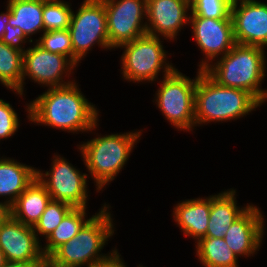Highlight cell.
Listing matches in <instances>:
<instances>
[{
  "label": "cell",
  "mask_w": 267,
  "mask_h": 267,
  "mask_svg": "<svg viewBox=\"0 0 267 267\" xmlns=\"http://www.w3.org/2000/svg\"><path fill=\"white\" fill-rule=\"evenodd\" d=\"M162 39L146 33L117 47L124 49L120 59V72L124 80L132 83H153L160 80V72L166 76L175 69L167 60L168 52L164 50Z\"/></svg>",
  "instance_id": "cell-6"
},
{
  "label": "cell",
  "mask_w": 267,
  "mask_h": 267,
  "mask_svg": "<svg viewBox=\"0 0 267 267\" xmlns=\"http://www.w3.org/2000/svg\"><path fill=\"white\" fill-rule=\"evenodd\" d=\"M36 172V178L44 185L52 200L68 203L73 208L88 206L89 175L76 169L63 156L54 154L49 171L37 168Z\"/></svg>",
  "instance_id": "cell-9"
},
{
  "label": "cell",
  "mask_w": 267,
  "mask_h": 267,
  "mask_svg": "<svg viewBox=\"0 0 267 267\" xmlns=\"http://www.w3.org/2000/svg\"><path fill=\"white\" fill-rule=\"evenodd\" d=\"M262 213L261 208L251 204L224 235L226 244L238 258L241 256L246 258L258 253L266 230Z\"/></svg>",
  "instance_id": "cell-16"
},
{
  "label": "cell",
  "mask_w": 267,
  "mask_h": 267,
  "mask_svg": "<svg viewBox=\"0 0 267 267\" xmlns=\"http://www.w3.org/2000/svg\"><path fill=\"white\" fill-rule=\"evenodd\" d=\"M173 220L195 243L206 235L210 216V196L185 199L174 205Z\"/></svg>",
  "instance_id": "cell-17"
},
{
  "label": "cell",
  "mask_w": 267,
  "mask_h": 267,
  "mask_svg": "<svg viewBox=\"0 0 267 267\" xmlns=\"http://www.w3.org/2000/svg\"><path fill=\"white\" fill-rule=\"evenodd\" d=\"M75 81L63 87L48 88L25 107L31 123L50 126L68 133L92 132L99 126V110L82 94Z\"/></svg>",
  "instance_id": "cell-1"
},
{
  "label": "cell",
  "mask_w": 267,
  "mask_h": 267,
  "mask_svg": "<svg viewBox=\"0 0 267 267\" xmlns=\"http://www.w3.org/2000/svg\"><path fill=\"white\" fill-rule=\"evenodd\" d=\"M189 25L193 39L204 56L198 65L199 70L204 71L216 58L224 56L236 44L232 19L189 15Z\"/></svg>",
  "instance_id": "cell-12"
},
{
  "label": "cell",
  "mask_w": 267,
  "mask_h": 267,
  "mask_svg": "<svg viewBox=\"0 0 267 267\" xmlns=\"http://www.w3.org/2000/svg\"><path fill=\"white\" fill-rule=\"evenodd\" d=\"M11 215V206L4 200L0 202V223L5 221Z\"/></svg>",
  "instance_id": "cell-33"
},
{
  "label": "cell",
  "mask_w": 267,
  "mask_h": 267,
  "mask_svg": "<svg viewBox=\"0 0 267 267\" xmlns=\"http://www.w3.org/2000/svg\"><path fill=\"white\" fill-rule=\"evenodd\" d=\"M20 126V119L12 105L0 98V140L11 138Z\"/></svg>",
  "instance_id": "cell-29"
},
{
  "label": "cell",
  "mask_w": 267,
  "mask_h": 267,
  "mask_svg": "<svg viewBox=\"0 0 267 267\" xmlns=\"http://www.w3.org/2000/svg\"><path fill=\"white\" fill-rule=\"evenodd\" d=\"M23 52L0 41V84L22 95Z\"/></svg>",
  "instance_id": "cell-24"
},
{
  "label": "cell",
  "mask_w": 267,
  "mask_h": 267,
  "mask_svg": "<svg viewBox=\"0 0 267 267\" xmlns=\"http://www.w3.org/2000/svg\"><path fill=\"white\" fill-rule=\"evenodd\" d=\"M45 263H24V262H10L7 261L3 267H40Z\"/></svg>",
  "instance_id": "cell-34"
},
{
  "label": "cell",
  "mask_w": 267,
  "mask_h": 267,
  "mask_svg": "<svg viewBox=\"0 0 267 267\" xmlns=\"http://www.w3.org/2000/svg\"><path fill=\"white\" fill-rule=\"evenodd\" d=\"M93 267H127L116 249L107 259L96 263Z\"/></svg>",
  "instance_id": "cell-31"
},
{
  "label": "cell",
  "mask_w": 267,
  "mask_h": 267,
  "mask_svg": "<svg viewBox=\"0 0 267 267\" xmlns=\"http://www.w3.org/2000/svg\"><path fill=\"white\" fill-rule=\"evenodd\" d=\"M142 131L109 135L96 133L95 138L77 145L87 172L94 180L97 193L106 188V185H109L124 169L133 148L142 136Z\"/></svg>",
  "instance_id": "cell-5"
},
{
  "label": "cell",
  "mask_w": 267,
  "mask_h": 267,
  "mask_svg": "<svg viewBox=\"0 0 267 267\" xmlns=\"http://www.w3.org/2000/svg\"><path fill=\"white\" fill-rule=\"evenodd\" d=\"M40 241L33 227L24 225L12 215L0 223V248L7 261L46 263Z\"/></svg>",
  "instance_id": "cell-13"
},
{
  "label": "cell",
  "mask_w": 267,
  "mask_h": 267,
  "mask_svg": "<svg viewBox=\"0 0 267 267\" xmlns=\"http://www.w3.org/2000/svg\"><path fill=\"white\" fill-rule=\"evenodd\" d=\"M266 53L262 47L236 43L204 71L219 85L249 92L262 105L267 102L261 85L267 75Z\"/></svg>",
  "instance_id": "cell-2"
},
{
  "label": "cell",
  "mask_w": 267,
  "mask_h": 267,
  "mask_svg": "<svg viewBox=\"0 0 267 267\" xmlns=\"http://www.w3.org/2000/svg\"><path fill=\"white\" fill-rule=\"evenodd\" d=\"M146 4V26L150 35L174 41L189 24L190 0H146Z\"/></svg>",
  "instance_id": "cell-14"
},
{
  "label": "cell",
  "mask_w": 267,
  "mask_h": 267,
  "mask_svg": "<svg viewBox=\"0 0 267 267\" xmlns=\"http://www.w3.org/2000/svg\"><path fill=\"white\" fill-rule=\"evenodd\" d=\"M236 195L232 188L210 195V216L204 237L223 238L232 223L249 208L251 203L238 206Z\"/></svg>",
  "instance_id": "cell-18"
},
{
  "label": "cell",
  "mask_w": 267,
  "mask_h": 267,
  "mask_svg": "<svg viewBox=\"0 0 267 267\" xmlns=\"http://www.w3.org/2000/svg\"><path fill=\"white\" fill-rule=\"evenodd\" d=\"M155 92L153 102L164 118L178 131L193 132L195 125V88L197 75L189 76L174 69L163 76ZM193 129V130H192Z\"/></svg>",
  "instance_id": "cell-7"
},
{
  "label": "cell",
  "mask_w": 267,
  "mask_h": 267,
  "mask_svg": "<svg viewBox=\"0 0 267 267\" xmlns=\"http://www.w3.org/2000/svg\"><path fill=\"white\" fill-rule=\"evenodd\" d=\"M40 267H51V266L46 262L44 265H42Z\"/></svg>",
  "instance_id": "cell-37"
},
{
  "label": "cell",
  "mask_w": 267,
  "mask_h": 267,
  "mask_svg": "<svg viewBox=\"0 0 267 267\" xmlns=\"http://www.w3.org/2000/svg\"><path fill=\"white\" fill-rule=\"evenodd\" d=\"M34 42L44 50L64 55L73 62V48L68 28L64 30L45 31L41 34L39 39H35Z\"/></svg>",
  "instance_id": "cell-27"
},
{
  "label": "cell",
  "mask_w": 267,
  "mask_h": 267,
  "mask_svg": "<svg viewBox=\"0 0 267 267\" xmlns=\"http://www.w3.org/2000/svg\"><path fill=\"white\" fill-rule=\"evenodd\" d=\"M1 41L21 52H25L26 50L24 46L25 43L28 42L29 44H32V41L24 35L19 26L13 27L9 23H7L5 27V33L3 34Z\"/></svg>",
  "instance_id": "cell-30"
},
{
  "label": "cell",
  "mask_w": 267,
  "mask_h": 267,
  "mask_svg": "<svg viewBox=\"0 0 267 267\" xmlns=\"http://www.w3.org/2000/svg\"><path fill=\"white\" fill-rule=\"evenodd\" d=\"M32 43L33 46L23 52L22 95L27 77L47 88L63 87L75 82L69 77L76 65L68 57L44 50L36 42ZM65 77L69 80L65 81Z\"/></svg>",
  "instance_id": "cell-10"
},
{
  "label": "cell",
  "mask_w": 267,
  "mask_h": 267,
  "mask_svg": "<svg viewBox=\"0 0 267 267\" xmlns=\"http://www.w3.org/2000/svg\"><path fill=\"white\" fill-rule=\"evenodd\" d=\"M230 6H233L238 3H243L247 1H252V0H225Z\"/></svg>",
  "instance_id": "cell-36"
},
{
  "label": "cell",
  "mask_w": 267,
  "mask_h": 267,
  "mask_svg": "<svg viewBox=\"0 0 267 267\" xmlns=\"http://www.w3.org/2000/svg\"><path fill=\"white\" fill-rule=\"evenodd\" d=\"M72 208L68 203L51 199L39 221L33 227L37 239L39 240L40 237L46 239Z\"/></svg>",
  "instance_id": "cell-26"
},
{
  "label": "cell",
  "mask_w": 267,
  "mask_h": 267,
  "mask_svg": "<svg viewBox=\"0 0 267 267\" xmlns=\"http://www.w3.org/2000/svg\"><path fill=\"white\" fill-rule=\"evenodd\" d=\"M109 206L105 202L81 230L59 246L46 262L51 267H93L107 259L116 250L113 248L107 254L101 252L115 233Z\"/></svg>",
  "instance_id": "cell-3"
},
{
  "label": "cell",
  "mask_w": 267,
  "mask_h": 267,
  "mask_svg": "<svg viewBox=\"0 0 267 267\" xmlns=\"http://www.w3.org/2000/svg\"><path fill=\"white\" fill-rule=\"evenodd\" d=\"M50 200L44 185L35 178L11 206V215L24 225L34 227Z\"/></svg>",
  "instance_id": "cell-20"
},
{
  "label": "cell",
  "mask_w": 267,
  "mask_h": 267,
  "mask_svg": "<svg viewBox=\"0 0 267 267\" xmlns=\"http://www.w3.org/2000/svg\"><path fill=\"white\" fill-rule=\"evenodd\" d=\"M7 7L11 11L8 23L19 26L30 41L34 42L31 37L34 34L44 32V0H7Z\"/></svg>",
  "instance_id": "cell-21"
},
{
  "label": "cell",
  "mask_w": 267,
  "mask_h": 267,
  "mask_svg": "<svg viewBox=\"0 0 267 267\" xmlns=\"http://www.w3.org/2000/svg\"><path fill=\"white\" fill-rule=\"evenodd\" d=\"M71 6V3L64 0H44L42 14L44 32L67 29L73 12Z\"/></svg>",
  "instance_id": "cell-25"
},
{
  "label": "cell",
  "mask_w": 267,
  "mask_h": 267,
  "mask_svg": "<svg viewBox=\"0 0 267 267\" xmlns=\"http://www.w3.org/2000/svg\"><path fill=\"white\" fill-rule=\"evenodd\" d=\"M10 16H11V11L6 6V11L0 13V41L2 39L3 34L5 33V27L9 21Z\"/></svg>",
  "instance_id": "cell-32"
},
{
  "label": "cell",
  "mask_w": 267,
  "mask_h": 267,
  "mask_svg": "<svg viewBox=\"0 0 267 267\" xmlns=\"http://www.w3.org/2000/svg\"><path fill=\"white\" fill-rule=\"evenodd\" d=\"M195 246L196 256L204 267H239L238 257L223 238L202 237Z\"/></svg>",
  "instance_id": "cell-23"
},
{
  "label": "cell",
  "mask_w": 267,
  "mask_h": 267,
  "mask_svg": "<svg viewBox=\"0 0 267 267\" xmlns=\"http://www.w3.org/2000/svg\"><path fill=\"white\" fill-rule=\"evenodd\" d=\"M190 9V15L213 19H232L231 6L225 0H190Z\"/></svg>",
  "instance_id": "cell-28"
},
{
  "label": "cell",
  "mask_w": 267,
  "mask_h": 267,
  "mask_svg": "<svg viewBox=\"0 0 267 267\" xmlns=\"http://www.w3.org/2000/svg\"><path fill=\"white\" fill-rule=\"evenodd\" d=\"M37 169L9 157H0V197L12 206L34 181Z\"/></svg>",
  "instance_id": "cell-19"
},
{
  "label": "cell",
  "mask_w": 267,
  "mask_h": 267,
  "mask_svg": "<svg viewBox=\"0 0 267 267\" xmlns=\"http://www.w3.org/2000/svg\"><path fill=\"white\" fill-rule=\"evenodd\" d=\"M102 1L106 9L109 43L113 49L147 33L146 0Z\"/></svg>",
  "instance_id": "cell-11"
},
{
  "label": "cell",
  "mask_w": 267,
  "mask_h": 267,
  "mask_svg": "<svg viewBox=\"0 0 267 267\" xmlns=\"http://www.w3.org/2000/svg\"><path fill=\"white\" fill-rule=\"evenodd\" d=\"M195 88V125L228 122L256 111L261 104L247 91L225 87L199 70Z\"/></svg>",
  "instance_id": "cell-4"
},
{
  "label": "cell",
  "mask_w": 267,
  "mask_h": 267,
  "mask_svg": "<svg viewBox=\"0 0 267 267\" xmlns=\"http://www.w3.org/2000/svg\"><path fill=\"white\" fill-rule=\"evenodd\" d=\"M87 208H72L61 223L45 239L42 253L47 259L59 246L73 238L81 228L94 216L87 217ZM87 217V218H86ZM45 245V246H44Z\"/></svg>",
  "instance_id": "cell-22"
},
{
  "label": "cell",
  "mask_w": 267,
  "mask_h": 267,
  "mask_svg": "<svg viewBox=\"0 0 267 267\" xmlns=\"http://www.w3.org/2000/svg\"><path fill=\"white\" fill-rule=\"evenodd\" d=\"M231 17L236 43L267 48V3L252 0L235 4Z\"/></svg>",
  "instance_id": "cell-15"
},
{
  "label": "cell",
  "mask_w": 267,
  "mask_h": 267,
  "mask_svg": "<svg viewBox=\"0 0 267 267\" xmlns=\"http://www.w3.org/2000/svg\"><path fill=\"white\" fill-rule=\"evenodd\" d=\"M7 260L5 258V255L2 251V249L0 248V267H3L6 264Z\"/></svg>",
  "instance_id": "cell-35"
},
{
  "label": "cell",
  "mask_w": 267,
  "mask_h": 267,
  "mask_svg": "<svg viewBox=\"0 0 267 267\" xmlns=\"http://www.w3.org/2000/svg\"><path fill=\"white\" fill-rule=\"evenodd\" d=\"M68 30L76 66L97 44L106 51L113 50L109 43L106 9L102 0H83L76 12H72Z\"/></svg>",
  "instance_id": "cell-8"
}]
</instances>
